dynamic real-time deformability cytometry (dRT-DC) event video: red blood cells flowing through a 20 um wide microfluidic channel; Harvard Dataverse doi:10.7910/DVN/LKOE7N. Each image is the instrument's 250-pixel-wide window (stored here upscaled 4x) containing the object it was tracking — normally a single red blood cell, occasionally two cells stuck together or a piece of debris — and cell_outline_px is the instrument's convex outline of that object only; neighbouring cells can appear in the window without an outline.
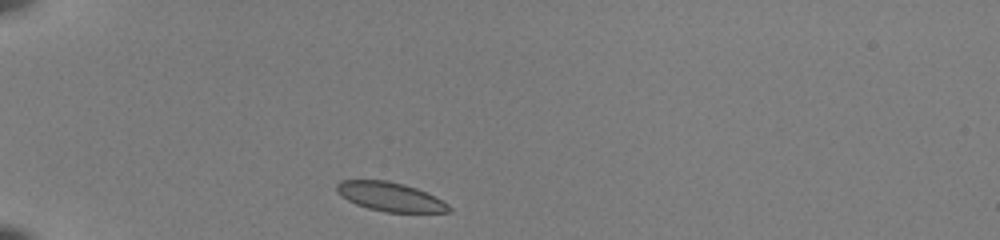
{"species": "common noctule bat (a hibernating species)", "species_latin": "Nyctalus noctula", "temperature_condition": "room temperature", "stored_images_in_passage": 37, "camera_frame_rate_fps": 3000, "um_per_image_px": 0.085, "animal": {"sex": "female", "body_mass_g": 22.0, "forearm_length_mm": 56.7}, "frame": {"image": 1, "passage_image": 1, "time_ms": 0.0, "image_size_px": [1000, 240], "cell_outline_px": [[452, 212], [384, 212], [368, 208], [356, 204], [340, 196], [336, 192], [336, 184], [340, 180], [388, 180], [404, 184], [416, 188], [448, 204], [452, 208]], "centroid_in_image_um": [33.12, 16.72], "position_along_channel_um": 51.9, "area_um2": 18.9}}
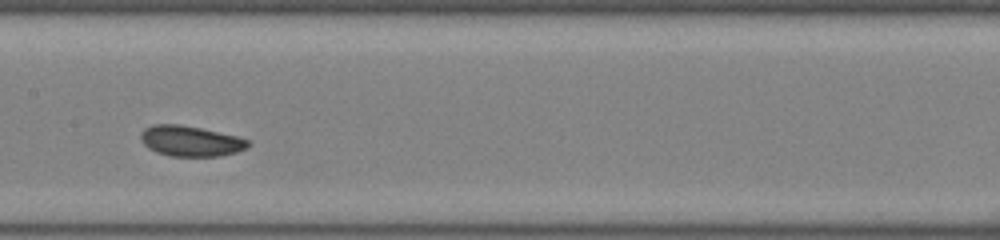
{"frame": {"image": 2, "passage_image": 14, "time_ms": 4.333, "image_size_px": [1000, 240], "cell_outline_px": [[252, 144], [248, 148], [236, 152], [220, 156], [168, 156], [156, 152], [148, 148], [144, 144], [140, 136], [140, 132], [144, 128], [152, 124], [180, 124], [200, 128], [236, 136], [248, 140]], "centroid_in_image_um": [16.19, 11.99], "position_along_channel_um": 191.2, "area_um2": 19.19}}
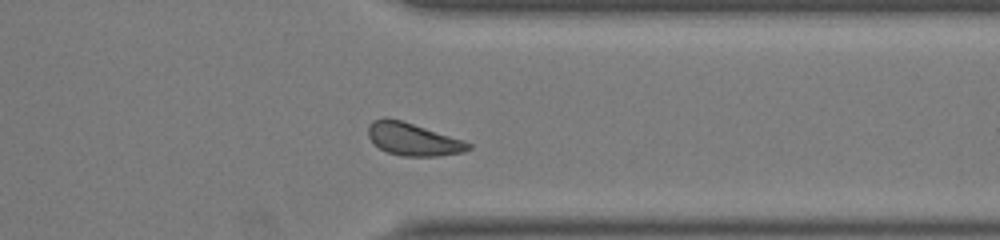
{"frame": {"image": 3, "passage_image": 28, "time_ms": 9.0, "image_size_px": [1000, 240], "cell_outline_px": [[472, 148], [464, 152], [440, 156], [400, 156], [388, 152], [380, 148], [368, 136], [368, 124], [372, 120], [384, 116], [400, 120], [464, 140], [472, 144]], "centroid_in_image_um": [35.11, 11.83], "position_along_channel_um": 376.3, "area_um2": 19.07}, "authors_computed_cell_mechanics": {"area_um2": 19.1318, "velocity_mm_per_s": 3.9524, "shape_relaxation_time_tau1_ms": 4.7058, "shape_relaxation_time_tau2_ms": null, "deformation_change_tau1": 0.1055, "deformation_change_tau2": null}}